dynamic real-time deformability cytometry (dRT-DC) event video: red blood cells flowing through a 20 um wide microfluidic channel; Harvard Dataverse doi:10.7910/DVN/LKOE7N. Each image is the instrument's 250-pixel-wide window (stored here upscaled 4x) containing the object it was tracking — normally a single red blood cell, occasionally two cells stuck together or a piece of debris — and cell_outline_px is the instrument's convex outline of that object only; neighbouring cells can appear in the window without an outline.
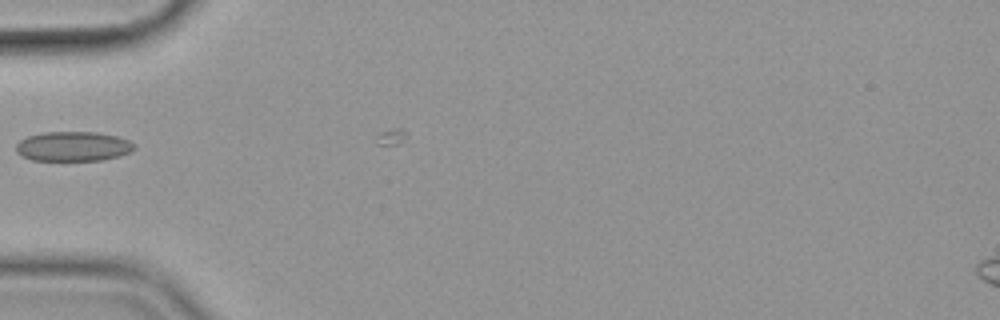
{"species": "common noctule bat (a hibernating species)", "species_latin": "Nyctalus noctula", "temperature_condition": "cold", "stored_images_in_passage": 3, "camera_frame_rate_fps": 3000, "um_per_image_px": 0.085, "animal": {"sex": "female", "body_mass_g": 19.9}, "frame": {"image": 1, "passage_image": 2, "time_ms": 0.333, "image_size_px": [1000, 320], "cell_outline_px": [[136, 148], [132, 152], [120, 156], [104, 160], [32, 160], [20, 156], [16, 152], [16, 144], [20, 140], [28, 136], [44, 132], [96, 132], [116, 136], [128, 140], [136, 144]], "centroid_in_image_um": [6.24, 12.45], "position_along_channel_um": 78.8, "area_um2": 20.63}}